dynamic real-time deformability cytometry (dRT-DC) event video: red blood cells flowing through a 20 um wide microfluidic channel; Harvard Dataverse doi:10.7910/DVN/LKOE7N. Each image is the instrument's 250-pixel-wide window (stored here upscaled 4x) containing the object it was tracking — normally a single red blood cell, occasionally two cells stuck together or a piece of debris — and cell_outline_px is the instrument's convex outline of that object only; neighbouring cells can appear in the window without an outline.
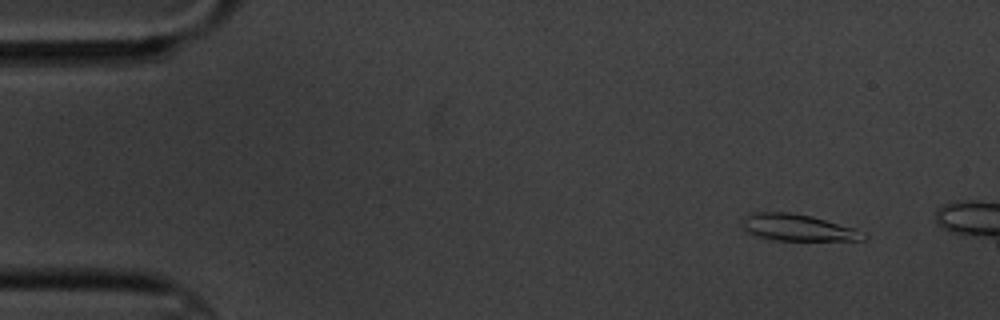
{"species": "common noctule bat (a hibernating species)", "species_latin": "Nyctalus noctula", "temperature_condition": "cold", "stored_images_in_passage": 4, "camera_frame_rate_fps": 3000, "um_per_image_px": 0.085, "animal": {"sex": "male", "body_mass_g": 20.1, "forearm_length_mm": 53.5}, "frame": {"image": 1, "passage_image": 2, "time_ms": 1.333, "image_size_px": [1000, 320], "cell_outline_px": [[868, 236], [864, 240], [772, 240], [756, 236], [748, 232], [740, 224], [744, 216], [756, 212], [788, 212], [812, 216], [856, 228], [864, 232]], "centroid_in_image_um": [67.82, 19.34], "position_along_channel_um": 17.2, "area_um2": 18.96}}